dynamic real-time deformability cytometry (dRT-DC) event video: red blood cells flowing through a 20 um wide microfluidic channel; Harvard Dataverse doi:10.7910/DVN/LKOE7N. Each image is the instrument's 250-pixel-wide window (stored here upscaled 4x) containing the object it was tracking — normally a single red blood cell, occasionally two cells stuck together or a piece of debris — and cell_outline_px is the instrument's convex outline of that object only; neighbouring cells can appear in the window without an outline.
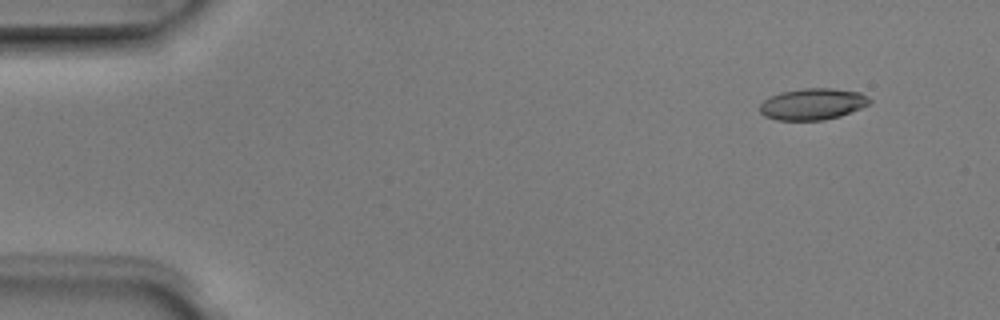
{"species": "Egyptian fruit bat (a non-hibernating species)", "species_latin": "Rousettus aegyptiacus", "temperature_condition": "room temperature", "stored_images_in_passage": 3, "camera_frame_rate_fps": 3000, "um_per_image_px": 0.085, "animal": {"sex": "male"}, "frame": {"image": 1, "passage_image": 1, "time_ms": 0.0, "image_size_px": [1000, 320], "cell_outline_px": [[872, 100], [868, 104], [860, 108], [840, 116], [824, 120], [776, 120], [764, 116], [760, 112], [760, 104], [768, 96], [780, 92], [804, 88], [832, 88], [860, 92]], "centroid_in_image_um": [69.04, 8.84], "position_along_channel_um": 16.0, "area_um2": 20.17}}
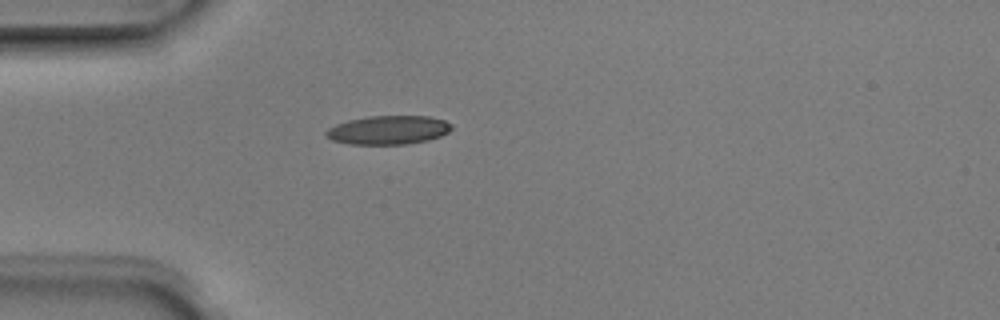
{"frame": {"image": 2, "passage_image": 3, "time_ms": 0.667, "image_size_px": [1000, 320], "cell_outline_px": [[452, 128], [448, 132], [440, 136], [428, 140], [404, 144], [348, 144], [332, 140], [324, 136], [324, 132], [328, 128], [336, 124], [348, 120], [368, 116], [428, 116], [444, 120], [452, 124]], "centroid_in_image_um": [32.97, 11.05], "position_along_channel_um": 52.0, "area_um2": 21.1}}